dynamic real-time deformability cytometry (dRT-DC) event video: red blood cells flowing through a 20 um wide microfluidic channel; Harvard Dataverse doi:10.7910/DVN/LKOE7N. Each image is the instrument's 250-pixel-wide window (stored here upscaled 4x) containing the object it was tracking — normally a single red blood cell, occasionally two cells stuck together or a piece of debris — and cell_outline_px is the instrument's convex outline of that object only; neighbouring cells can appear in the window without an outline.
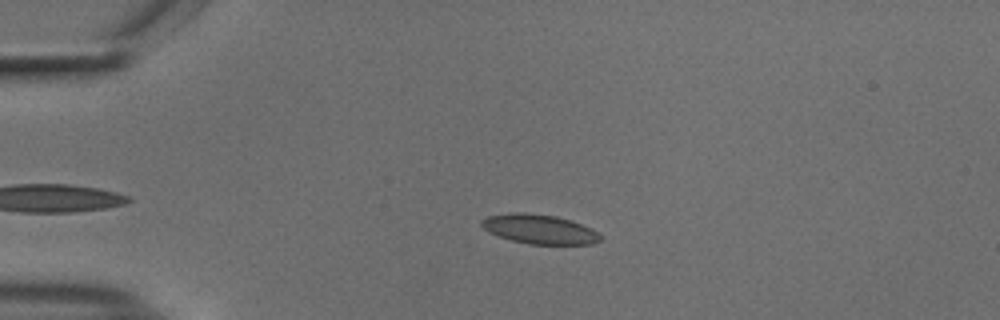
{"species": "common noctule bat (a hibernating species)", "species_latin": "Nyctalus noctula", "temperature_condition": "cold", "stored_images_in_passage": 49, "camera_frame_rate_fps": 3000, "um_per_image_px": 0.085, "animal": {"sex": "male", "body_mass_g": 18.8}, "frame": {"image": 1, "passage_image": 13, "time_ms": 4.0, "image_size_px": [1000, 320], "cell_outline_px": [[600, 240], [592, 244], [528, 244], [512, 240], [488, 232], [480, 224], [480, 220], [488, 216], [512, 212], [524, 212], [556, 216], [572, 220], [592, 228], [600, 236]], "centroid_in_image_um": [45.83, 19.47], "position_along_channel_um": 39.2, "area_um2": 20.35}}
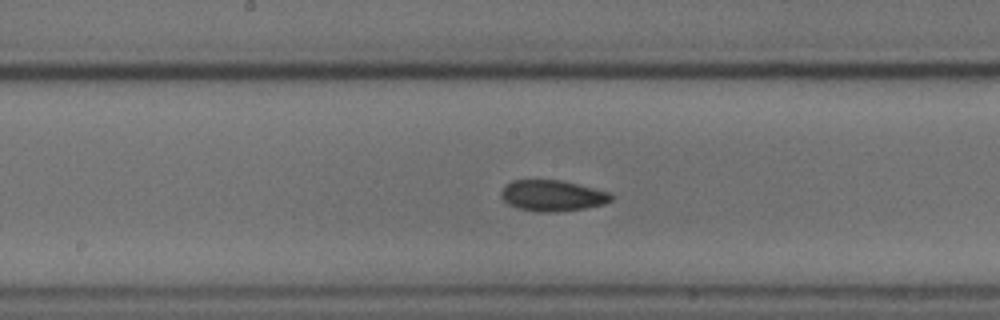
{"frame": {"image": 2, "passage_image": 29, "time_ms": 9.333, "image_size_px": [1000, 320], "cell_outline_px": [[612, 200], [604, 204], [584, 208], [556, 212], [544, 212], [516, 208], [508, 204], [500, 196], [500, 192], [504, 184], [512, 180], [560, 180], [608, 192], [612, 196]], "centroid_in_image_um": [46.89, 16.63], "position_along_channel_um": 201.3, "area_um2": 19.77}}
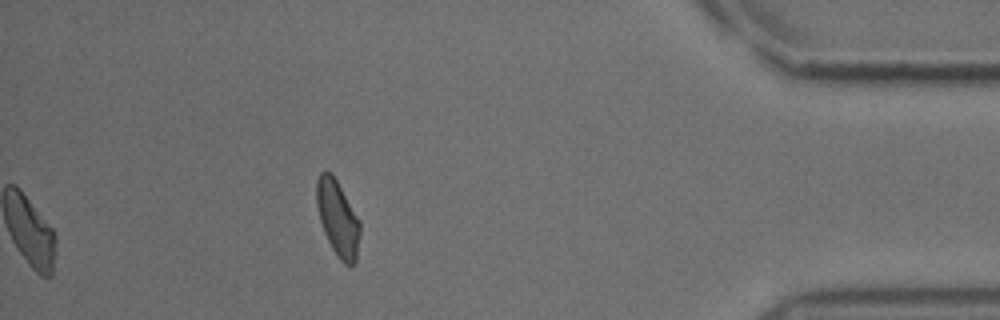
{"frame": {"image": 3, "passage_image": 49, "time_ms": 16.0, "image_size_px": [1000, 320], "cell_outline_px": [[360, 232], [356, 260], [352, 264], [344, 264], [340, 260], [332, 248], [324, 232], [320, 220], [316, 204], [316, 180], [320, 172], [324, 168], [332, 172], [360, 220]], "centroid_in_image_um": [28.69, 18.49], "position_along_channel_um": 406.5, "area_um2": 19.25}, "authors_computed_cell_mechanics": {"area_um2": 19.9988, "velocity_mm_per_s": 3.7205, "shape_relaxation_time_tau1_ms": null, "shape_relaxation_time_tau2_ms": 4.3133, "deformation_change_tau1": null, "deformation_change_tau2": 0.0672}}